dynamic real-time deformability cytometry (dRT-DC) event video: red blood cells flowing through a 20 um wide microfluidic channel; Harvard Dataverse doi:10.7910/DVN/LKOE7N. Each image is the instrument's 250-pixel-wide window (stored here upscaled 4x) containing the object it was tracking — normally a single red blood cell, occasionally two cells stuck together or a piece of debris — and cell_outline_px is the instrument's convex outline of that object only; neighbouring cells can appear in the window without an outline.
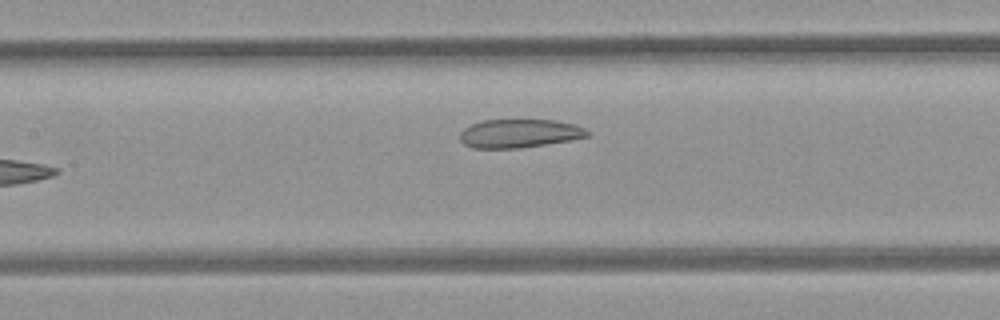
{"species": "common noctule bat (a hibernating species)", "species_latin": "Nyctalus noctula", "temperature_condition": "room temperature", "stored_images_in_passage": 8, "camera_frame_rate_fps": 3000, "um_per_image_px": 0.085, "animal": {"sex": "female", "body_mass_g": 21.9}, "frame": {"image": 1, "passage_image": 8, "time_ms": 2.333, "image_size_px": [1000, 320], "cell_outline_px": [[592, 132], [588, 136], [568, 140], [520, 148], [472, 148], [464, 144], [460, 140], [460, 132], [464, 128], [480, 120], [552, 120], [572, 124], [584, 128]], "centroid_in_image_um": [44.1, 11.34], "position_along_channel_um": 163.3, "area_um2": 21.04}}